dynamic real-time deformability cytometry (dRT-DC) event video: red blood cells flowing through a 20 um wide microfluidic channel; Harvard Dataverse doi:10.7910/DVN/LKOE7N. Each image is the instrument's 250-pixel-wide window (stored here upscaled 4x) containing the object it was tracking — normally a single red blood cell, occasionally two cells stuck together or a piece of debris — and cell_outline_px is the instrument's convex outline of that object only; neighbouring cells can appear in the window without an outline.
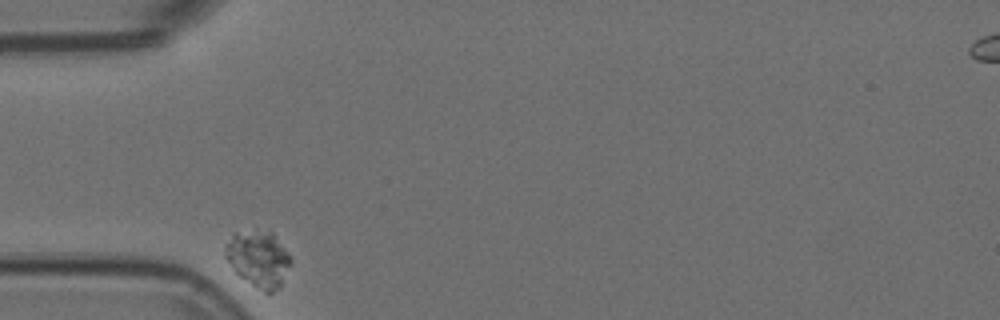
{"species": "Egyptian fruit bat (a non-hibernating species)", "species_latin": "Rousettus aegyptiacus", "temperature_condition": "room temperature", "stored_images_in_passage": 34, "camera_frame_rate_fps": 3000, "um_per_image_px": 0.085, "animal": {"sex": "female"}, "frame": {"image": 1, "passage_image": 1, "time_ms": 0.0, "image_size_px": [1000, 320], "cell_outline_px": [[292, 264], [280, 288], [272, 292], [264, 292], [240, 276], [236, 272], [224, 256], [224, 248], [232, 232], [268, 228], [272, 232], [288, 252], [292, 260]], "centroid_in_image_um": [21.98, 21.95], "position_along_channel_um": 63.0, "area_um2": 21.91}}
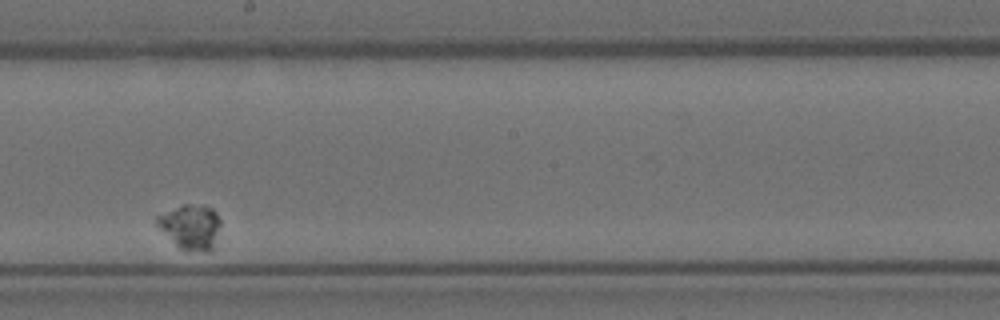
{"frame": {"image": 2, "passage_image": 20, "time_ms": 6.333, "image_size_px": [1000, 320], "cell_outline_px": [[220, 224], [212, 248], [208, 252], [184, 252], [156, 224], [156, 216], [184, 204], [204, 204], [212, 208], [216, 212], [220, 220]], "centroid_in_image_um": [16.22, 19.28], "position_along_channel_um": 232.0, "area_um2": 16.53}}
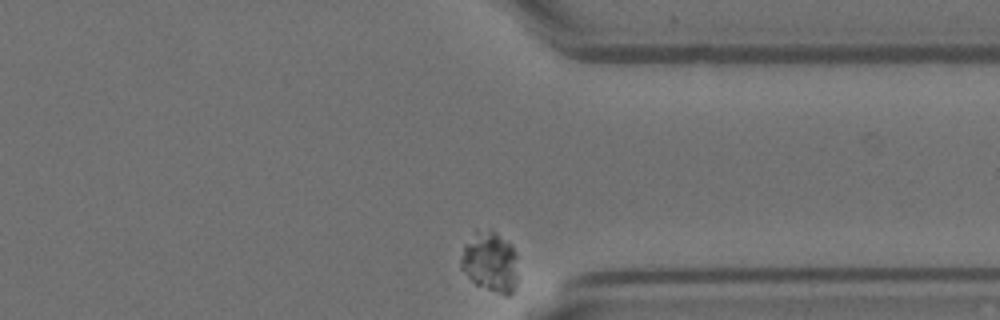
{"frame": {"image": 3, "passage_image": 34, "time_ms": 11.0, "image_size_px": [1000, 320], "cell_outline_px": [[516, 256], [512, 292], [508, 296], [504, 296], [476, 284], [460, 268], [460, 256], [464, 244], [476, 228], [496, 232], [512, 244], [516, 252]], "centroid_in_image_um": [41.6, 22.21], "position_along_channel_um": 369.8, "area_um2": 19.94}}